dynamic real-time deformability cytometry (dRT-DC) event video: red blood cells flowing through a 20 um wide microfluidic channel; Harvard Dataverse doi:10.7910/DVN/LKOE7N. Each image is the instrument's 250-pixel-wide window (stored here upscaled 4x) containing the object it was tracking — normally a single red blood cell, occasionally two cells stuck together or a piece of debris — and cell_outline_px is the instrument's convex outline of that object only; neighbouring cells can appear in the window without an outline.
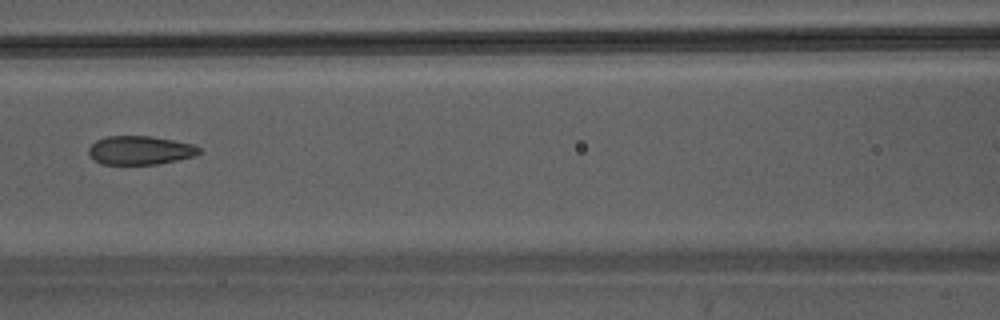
{"species": "Egyptian fruit bat (a non-hibernating species)", "species_latin": "Rousettus aegyptiacus", "temperature_condition": "warm", "stored_images_in_passage": 27, "camera_frame_rate_fps": 3000, "um_per_image_px": 0.085, "animal": {"sex": "male"}, "frame": {"image": 1, "passage_image": 8, "time_ms": 2.333, "image_size_px": [1000, 320], "cell_outline_px": [[200, 152], [196, 156], [156, 164], [104, 164], [88, 156], [88, 148], [96, 140], [108, 136], [152, 136], [196, 144], [200, 148]], "centroid_in_image_um": [11.93, 12.76], "position_along_channel_um": 154.7, "area_um2": 18.55}}
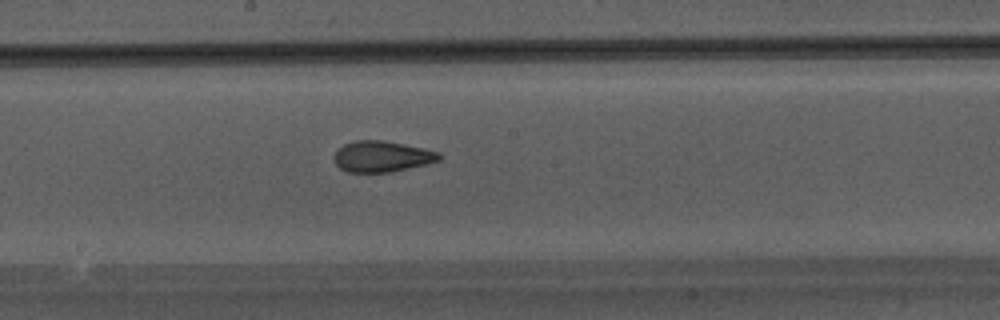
{"frame": {"image": 2, "passage_image": 12, "time_ms": 3.667, "image_size_px": [1000, 320], "cell_outline_px": [[440, 160], [424, 164], [388, 172], [348, 172], [340, 168], [336, 164], [332, 156], [344, 144], [356, 140], [384, 140], [424, 148], [440, 152]], "centroid_in_image_um": [32.44, 13.29], "position_along_channel_um": 215.8, "area_um2": 18.79}}